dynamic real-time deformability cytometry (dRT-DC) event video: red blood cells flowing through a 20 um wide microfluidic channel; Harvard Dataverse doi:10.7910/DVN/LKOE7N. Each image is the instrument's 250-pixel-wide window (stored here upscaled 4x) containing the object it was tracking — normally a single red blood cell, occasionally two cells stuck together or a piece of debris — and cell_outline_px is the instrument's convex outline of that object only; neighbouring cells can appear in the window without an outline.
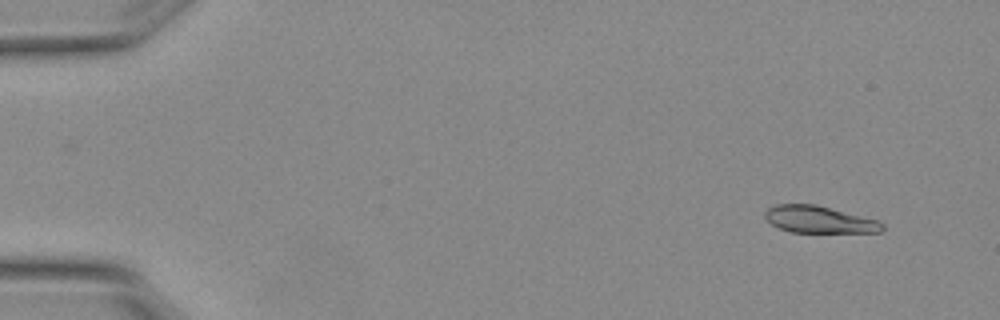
{"species": "Egyptian fruit bat (a non-hibernating species)", "species_latin": "Rousettus aegyptiacus", "temperature_condition": "warm", "stored_images_in_passage": 5, "camera_frame_rate_fps": 3000, "um_per_image_px": 0.085, "animal": {"sex": "female"}, "frame": {"image": 1, "passage_image": 1, "time_ms": 0.0, "image_size_px": [1000, 320], "cell_outline_px": [[884, 228], [880, 232], [792, 232], [780, 228], [772, 224], [764, 216], [764, 212], [768, 208], [776, 204], [816, 204], [876, 220], [884, 224]], "centroid_in_image_um": [69.6, 18.65], "position_along_channel_um": 15.4, "area_um2": 18.21}}
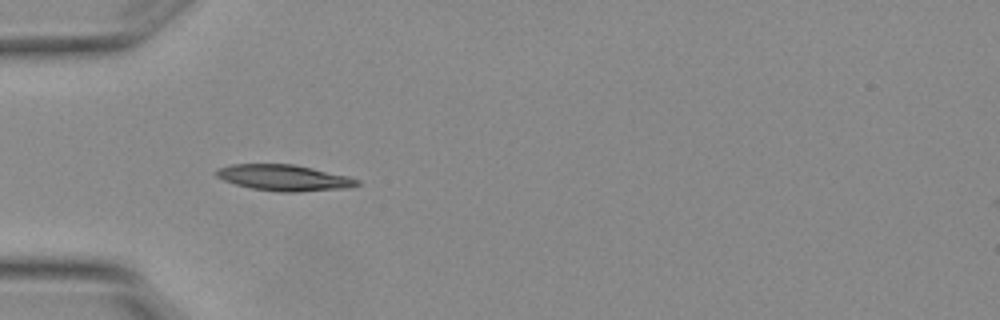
{"frame": {"image": 2, "passage_image": 4, "time_ms": 1.0, "image_size_px": [1000, 320], "cell_outline_px": [[360, 184], [352, 188], [300, 192], [280, 192], [252, 188], [236, 184], [224, 180], [216, 176], [216, 172], [220, 168], [232, 164], [292, 164], [312, 168], [348, 176], [360, 180]], "centroid_in_image_um": [24.21, 15.12], "position_along_channel_um": 60.8, "area_um2": 21.33}}
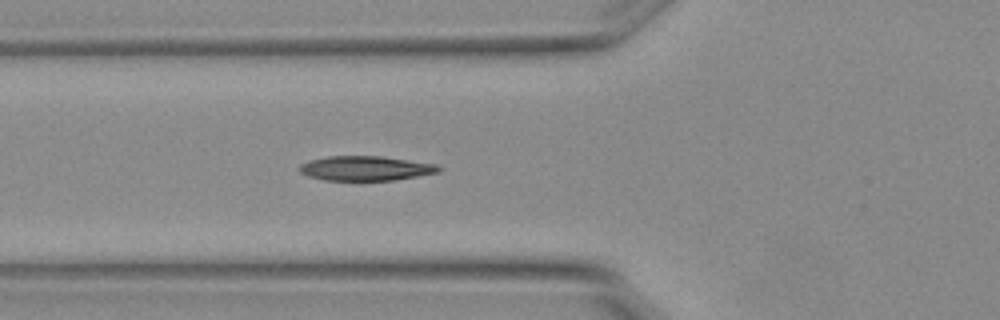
{"frame": {"image": 3, "passage_image": 5, "time_ms": 1.333, "image_size_px": [1000, 320], "cell_outline_px": [[444, 168], [440, 172], [392, 180], [324, 180], [308, 176], [300, 172], [296, 168], [300, 164], [308, 160], [328, 156], [380, 156], [436, 164]], "centroid_in_image_um": [31.04, 14.3], "position_along_channel_um": 94.8, "area_um2": 20.0}}